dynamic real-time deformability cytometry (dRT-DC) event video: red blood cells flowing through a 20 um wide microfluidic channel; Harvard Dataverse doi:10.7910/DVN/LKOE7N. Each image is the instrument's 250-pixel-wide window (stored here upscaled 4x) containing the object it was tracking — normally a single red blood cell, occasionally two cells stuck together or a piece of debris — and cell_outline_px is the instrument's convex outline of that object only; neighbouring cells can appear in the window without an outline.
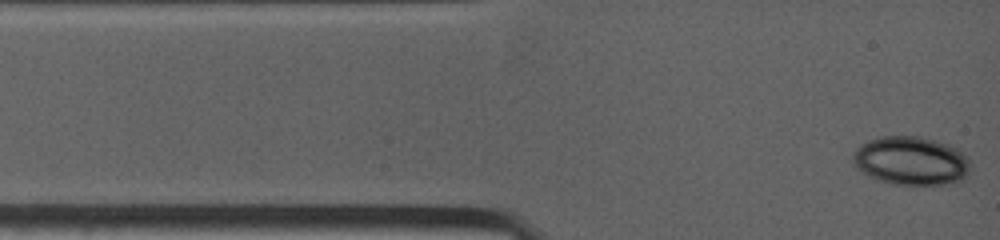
{"species": "common noctule bat (a hibernating species)", "species_latin": "Nyctalus noctula", "temperature_condition": "warm", "stored_images_in_passage": 19, "camera_frame_rate_fps": 4500, "um_per_image_px": 0.085, "animal": {"sex": "female", "body_mass_g": 19.0, "forearm_length_mm": 53.3}, "frame": {"image": 1, "passage_image": 1, "time_ms": 0.0, "image_size_px": [1000, 240], "cell_outline_px": [[972, 168], [964, 180], [960, 184], [892, 184], [868, 176], [860, 172], [852, 164], [852, 152], [860, 144], [868, 140], [880, 136], [920, 136], [936, 140], [948, 144], [964, 152], [968, 156]], "centroid_in_image_um": [77.46, 13.67], "position_along_channel_um": 7.5, "area_um2": 34.16}}